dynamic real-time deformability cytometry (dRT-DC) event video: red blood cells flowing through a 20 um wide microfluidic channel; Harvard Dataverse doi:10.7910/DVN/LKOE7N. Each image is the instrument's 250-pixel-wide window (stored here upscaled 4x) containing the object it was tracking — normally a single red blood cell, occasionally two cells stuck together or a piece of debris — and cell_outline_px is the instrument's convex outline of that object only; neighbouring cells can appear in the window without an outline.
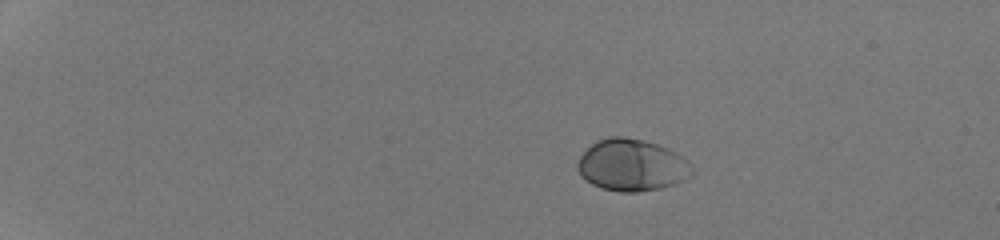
{"species": "human", "species_latin": "Homo sapiens", "temperature_condition": "room temperature", "stored_images_in_passage": 42, "camera_frame_rate_fps": 3000, "um_per_image_px": 0.085, "donor": {"sex": "male"}, "frame": {"image": 1, "passage_image": 1, "time_ms": 0.0, "image_size_px": [1000, 240], "cell_outline_px": [[692, 176], [676, 184], [660, 188], [636, 192], [620, 192], [600, 188], [592, 184], [580, 176], [576, 168], [576, 164], [580, 156], [596, 140], [608, 136], [624, 136], [644, 140], [668, 148], [676, 152], [688, 160], [692, 164]], "centroid_in_image_um": [53.7, 14.03], "position_along_channel_um": 31.3, "area_um2": 35.03}}
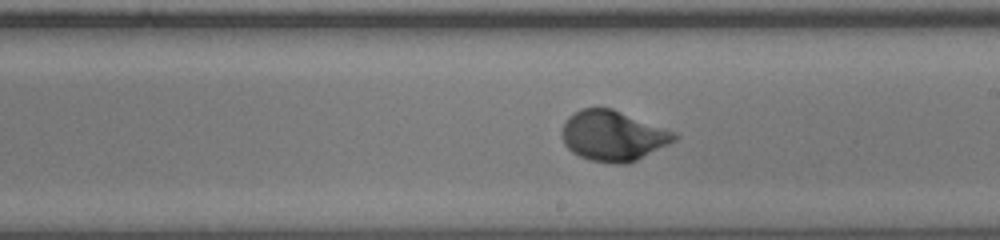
{"frame": {"image": 2, "passage_image": 24, "time_ms": 7.667, "image_size_px": [1000, 240], "cell_outline_px": [[680, 136], [676, 140], [628, 164], [616, 164], [592, 160], [580, 156], [572, 152], [564, 144], [560, 132], [568, 116], [580, 108], [612, 108], [676, 132]], "centroid_in_image_um": [52.1, 11.53], "position_along_channel_um": 236.9, "area_um2": 32.95}}
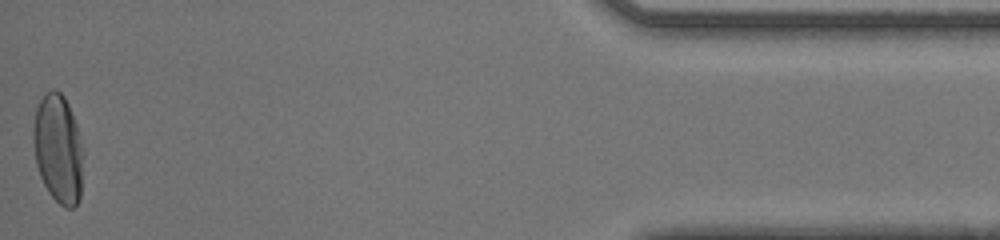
{"frame": {"image": 3, "passage_image": 42, "time_ms": 13.667, "image_size_px": [1000, 240], "cell_outline_px": [[80, 200], [72, 208], [64, 208], [48, 192], [40, 176], [36, 164], [32, 140], [32, 132], [36, 108], [44, 92], [52, 88], [56, 88], [64, 96], [68, 104], [76, 124], [80, 148]], "centroid_in_image_um": [4.88, 12.6], "position_along_channel_um": 430.3, "area_um2": 31.15}, "authors_computed_cell_mechanics": {"area_um2": 32.079, "velocity_mm_per_s": 4.2828, "shape_relaxation_time_tau1_ms": 3.0713, "shape_relaxation_time_tau2_ms": null, "deformation_change_tau1": 0.1822, "deformation_change_tau2": null}}